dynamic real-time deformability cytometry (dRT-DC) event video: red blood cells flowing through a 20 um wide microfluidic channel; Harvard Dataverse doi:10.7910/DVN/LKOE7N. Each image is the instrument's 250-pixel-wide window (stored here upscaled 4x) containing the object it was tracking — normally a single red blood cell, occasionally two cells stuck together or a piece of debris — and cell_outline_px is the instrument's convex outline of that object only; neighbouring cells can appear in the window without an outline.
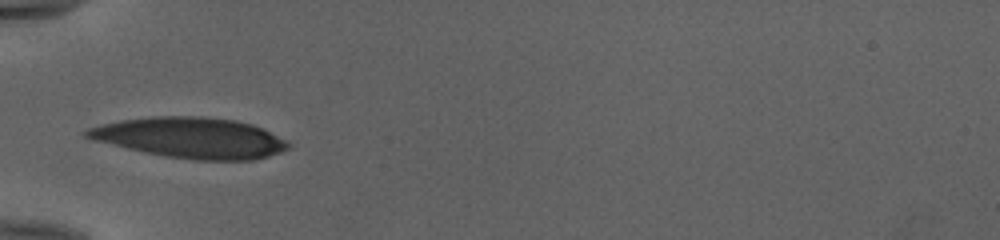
{"species": "human", "species_latin": "Homo sapiens", "temperature_condition": "cold", "stored_images_in_passage": 7, "camera_frame_rate_fps": 3000, "um_per_image_px": 0.085, "donor": {"sex": "female"}, "frame": {"image": 1, "passage_image": 1, "time_ms": 0.0, "image_size_px": [1000, 240], "cell_outline_px": [[292, 148], [268, 156], [252, 160], [192, 160], [164, 156], [128, 148], [96, 140], [84, 136], [84, 132], [88, 128], [120, 120], [152, 116], [204, 116], [236, 120], [252, 124], [292, 144]], "centroid_in_image_um": [16.23, 11.71], "position_along_channel_um": 68.8, "area_um2": 47.34}}